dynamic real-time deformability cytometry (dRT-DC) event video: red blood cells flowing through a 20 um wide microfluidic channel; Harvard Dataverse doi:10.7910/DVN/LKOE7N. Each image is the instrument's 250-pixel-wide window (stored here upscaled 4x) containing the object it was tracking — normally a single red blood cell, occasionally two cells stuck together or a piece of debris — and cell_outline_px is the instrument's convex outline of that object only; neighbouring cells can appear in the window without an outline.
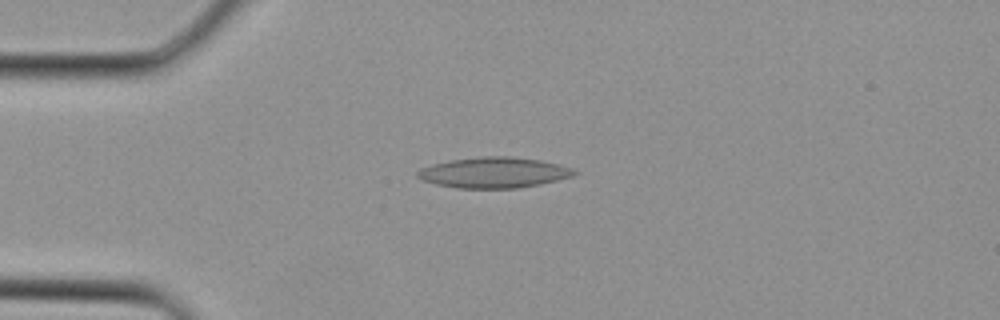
{"species": "Egyptian fruit bat (a non-hibernating species)", "species_latin": "Rousettus aegyptiacus", "temperature_condition": "cold", "stored_images_in_passage": 1, "camera_frame_rate_fps": 3000, "um_per_image_px": 0.085, "animal": {"sex": "female"}, "frame": {"image": 1, "passage_image": 1, "time_ms": 0.0, "image_size_px": [1000, 320], "cell_outline_px": [[580, 172], [572, 176], [540, 184], [516, 188], [456, 188], [436, 184], [424, 180], [416, 176], [416, 172], [420, 168], [432, 164], [452, 160], [484, 156], [508, 156], [540, 160], [572, 168]], "centroid_in_image_um": [41.97, 14.67], "position_along_channel_um": 43.0, "area_um2": 27.8}}